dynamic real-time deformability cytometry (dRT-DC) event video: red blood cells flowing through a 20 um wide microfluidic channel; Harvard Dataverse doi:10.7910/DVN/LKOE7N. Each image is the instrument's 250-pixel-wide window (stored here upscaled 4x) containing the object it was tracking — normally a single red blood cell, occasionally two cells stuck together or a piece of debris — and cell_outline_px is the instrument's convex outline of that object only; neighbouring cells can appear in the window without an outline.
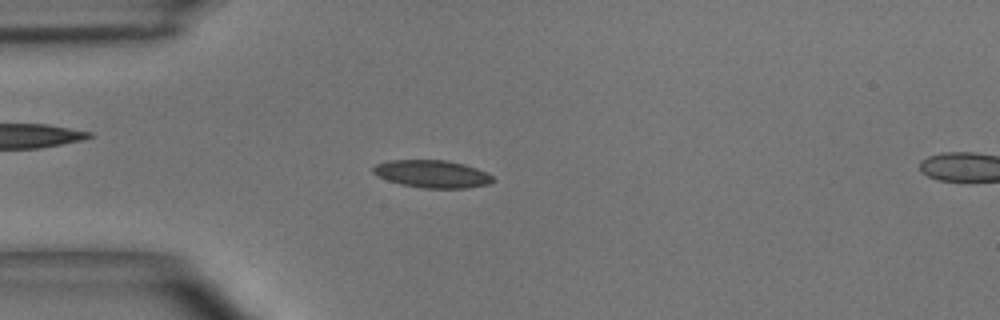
{"species": "common noctule bat (a hibernating species)", "species_latin": "Nyctalus noctula", "temperature_condition": "room temperature", "stored_images_in_passage": 14, "camera_frame_rate_fps": 3000, "um_per_image_px": 0.085, "animal": {"sex": "male", "body_mass_g": 15.6}, "frame": {"image": 1, "passage_image": 12, "time_ms": 3.667, "image_size_px": [1000, 320], "cell_outline_px": [[496, 180], [488, 184], [468, 188], [420, 188], [400, 184], [376, 176], [372, 172], [372, 168], [376, 164], [388, 160], [444, 160], [464, 164], [476, 168], [492, 176]], "centroid_in_image_um": [36.7, 14.79], "position_along_channel_um": 48.3, "area_um2": 19.31}}